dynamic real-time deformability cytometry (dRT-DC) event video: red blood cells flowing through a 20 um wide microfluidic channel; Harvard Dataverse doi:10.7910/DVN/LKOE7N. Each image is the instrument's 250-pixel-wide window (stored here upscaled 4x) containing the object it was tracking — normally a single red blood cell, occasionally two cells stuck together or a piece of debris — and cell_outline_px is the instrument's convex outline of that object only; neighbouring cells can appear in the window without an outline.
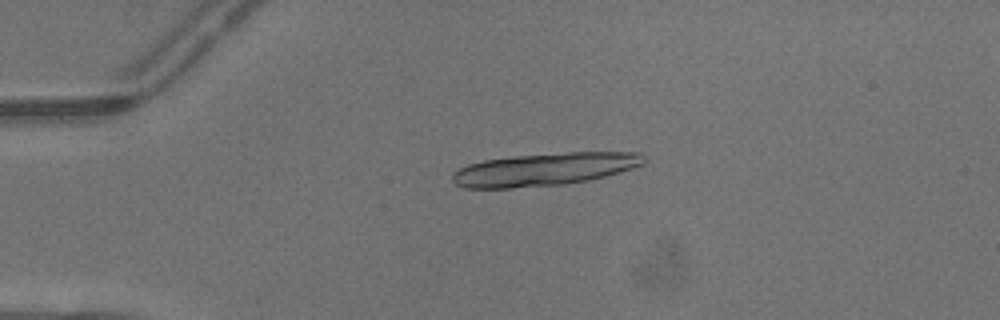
{"species": "common noctule bat (a hibernating species)", "species_latin": "Nyctalus noctula", "temperature_condition": "warm", "stored_images_in_passage": 3, "camera_frame_rate_fps": 3000, "um_per_image_px": 0.085, "animal": {"sex": "male", "body_mass_g": 13.3}, "frame": {"image": 1, "passage_image": 1, "time_ms": 0.0, "image_size_px": [1000, 320], "cell_outline_px": [[644, 164], [632, 168], [604, 176], [588, 180], [564, 184], [512, 188], [464, 188], [456, 184], [452, 180], [452, 172], [468, 164], [484, 160], [516, 156], [568, 152], [640, 152], [644, 156]], "centroid_in_image_um": [46.26, 14.39], "position_along_channel_um": 38.7, "area_um2": 36.36}}